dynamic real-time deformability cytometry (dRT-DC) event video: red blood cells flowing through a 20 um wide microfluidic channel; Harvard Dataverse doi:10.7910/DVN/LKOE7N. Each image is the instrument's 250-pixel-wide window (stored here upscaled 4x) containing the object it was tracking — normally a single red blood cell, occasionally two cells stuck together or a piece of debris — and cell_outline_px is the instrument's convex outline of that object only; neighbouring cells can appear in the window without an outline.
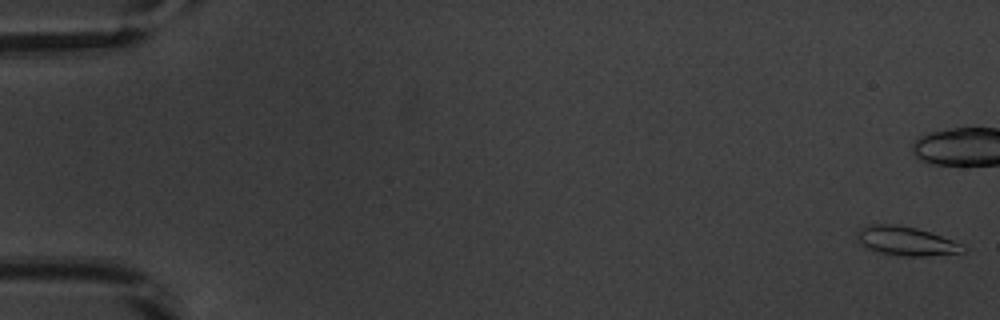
{"species": "common noctule bat (a hibernating species)", "species_latin": "Nyctalus noctula", "temperature_condition": "warm", "stored_images_in_passage": 54, "camera_frame_rate_fps": 3000, "um_per_image_px": 0.085, "animal": {"sex": "male", "body_mass_g": 20.1, "forearm_length_mm": 53.5}, "frame": {"image": 1, "passage_image": 1, "time_ms": 0.0, "image_size_px": [1000, 320], "cell_outline_px": [[968, 248], [964, 252], [924, 256], [904, 256], [880, 252], [868, 248], [860, 244], [856, 240], [856, 232], [860, 228], [872, 224], [900, 224], [916, 228], [952, 240]], "centroid_in_image_um": [76.97, 20.48], "position_along_channel_um": 8.0, "area_um2": 17.8}}
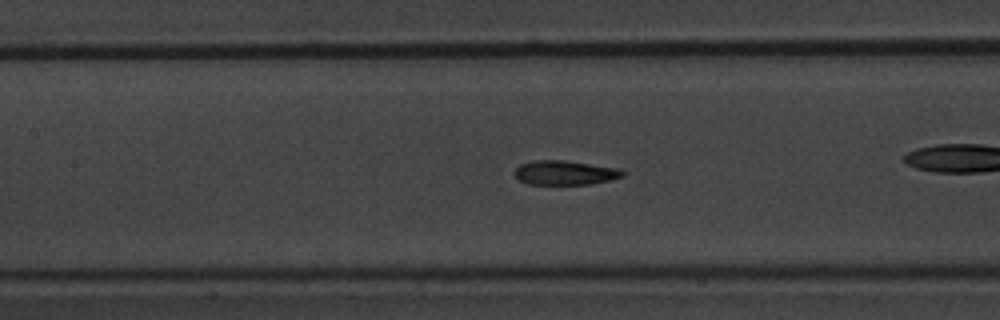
{"frame": {"image": 2, "passage_image": 25, "time_ms": 8.0, "image_size_px": [1000, 320], "cell_outline_px": [[624, 176], [608, 180], [588, 184], [528, 184], [520, 180], [512, 172], [520, 164], [536, 160], [564, 160], [620, 168], [624, 172]], "centroid_in_image_um": [48.01, 14.67], "position_along_channel_um": 159.4, "area_um2": 15.26}}
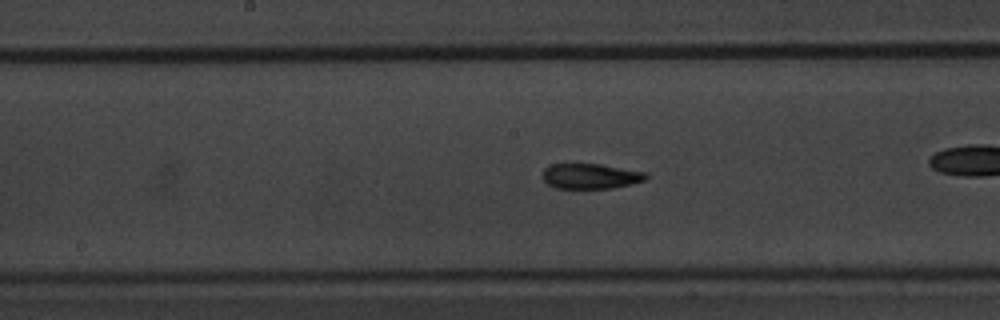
{"frame": {"image": 3, "passage_image": 28, "time_ms": 9.0, "image_size_px": [1000, 320], "cell_outline_px": [[648, 176], [644, 180], [632, 184], [612, 188], [556, 188], [548, 184], [544, 180], [544, 168], [552, 164], [600, 164], [644, 172]], "centroid_in_image_um": [50.19, 14.97], "position_along_channel_um": 198.0, "area_um2": 14.97}, "authors_computed_cell_mechanics": {"area_um2": 15.6638, "velocity_mm_per_s": 3.8655, "shape_relaxation_time_tau1_ms": 4.4384, "shape_relaxation_time_tau2_ms": 1.8674, "deformation_change_tau1": 0.1813, "deformation_change_tau2": 0.0906}}